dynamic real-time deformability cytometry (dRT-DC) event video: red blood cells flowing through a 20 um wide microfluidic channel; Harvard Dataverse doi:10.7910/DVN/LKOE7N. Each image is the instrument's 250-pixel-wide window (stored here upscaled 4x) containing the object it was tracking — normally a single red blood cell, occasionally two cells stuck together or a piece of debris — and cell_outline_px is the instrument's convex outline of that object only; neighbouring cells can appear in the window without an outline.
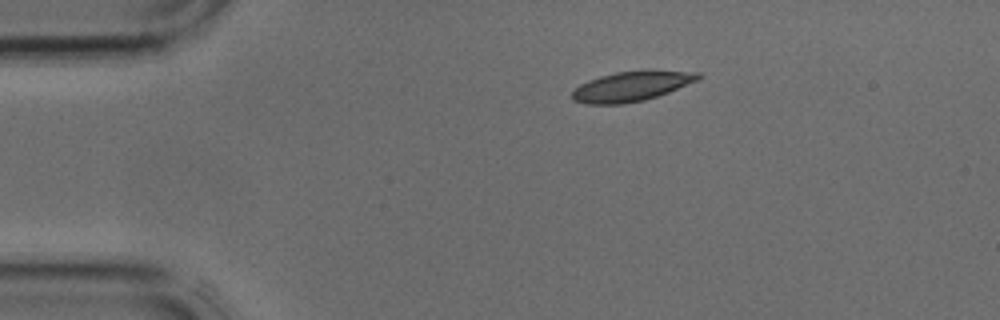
{"species": "common noctule bat (a hibernating species)", "species_latin": "Nyctalus noctula", "temperature_condition": "cold", "stored_images_in_passage": 2, "camera_frame_rate_fps": 3000, "um_per_image_px": 0.085, "animal": {"sex": "male", "body_mass_g": 17.9, "forearm_length_mm": 54.2}, "frame": {"image": 1, "passage_image": 1, "time_ms": 0.0, "image_size_px": [1000, 320], "cell_outline_px": [[704, 76], [700, 80], [668, 92], [644, 100], [624, 104], [588, 104], [572, 100], [572, 92], [580, 84], [588, 80], [600, 76], [616, 72], [648, 68], [652, 68], [700, 72]], "centroid_in_image_um": [53.77, 7.29], "position_along_channel_um": 31.2, "area_um2": 22.66}}